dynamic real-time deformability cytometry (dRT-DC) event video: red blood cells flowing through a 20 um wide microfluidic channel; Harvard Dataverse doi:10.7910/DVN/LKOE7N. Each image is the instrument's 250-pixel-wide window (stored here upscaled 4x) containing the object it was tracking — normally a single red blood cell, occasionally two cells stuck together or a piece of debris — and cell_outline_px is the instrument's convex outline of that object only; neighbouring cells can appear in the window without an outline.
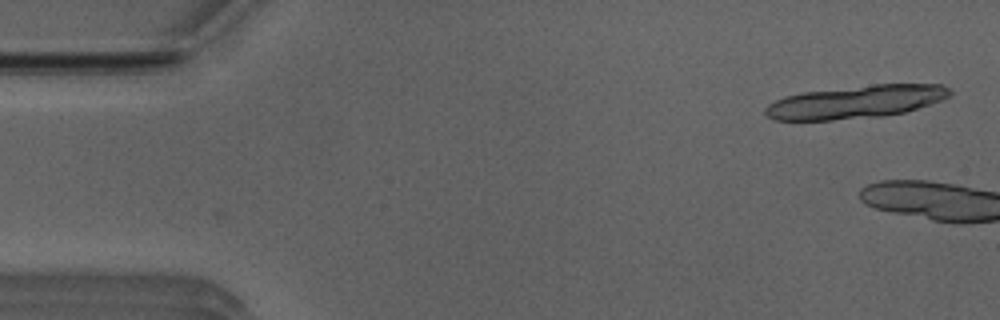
{"species": "Egyptian fruit bat (a non-hibernating species)", "species_latin": "Rousettus aegyptiacus", "temperature_condition": "room temperature", "stored_images_in_passage": 3, "camera_frame_rate_fps": 3000, "um_per_image_px": 0.085, "animal": {"sex": "male"}, "frame": {"image": 1, "passage_image": 3, "time_ms": 0.667, "image_size_px": [1000, 320], "cell_outline_px": [[952, 92], [948, 96], [940, 100], [904, 112], [884, 116], [832, 120], [776, 120], [768, 116], [764, 112], [764, 108], [768, 104], [784, 96], [804, 92], [872, 84], [940, 84], [948, 88]], "centroid_in_image_um": [72.7, 8.66], "position_along_channel_um": 12.3, "area_um2": 35.14}}